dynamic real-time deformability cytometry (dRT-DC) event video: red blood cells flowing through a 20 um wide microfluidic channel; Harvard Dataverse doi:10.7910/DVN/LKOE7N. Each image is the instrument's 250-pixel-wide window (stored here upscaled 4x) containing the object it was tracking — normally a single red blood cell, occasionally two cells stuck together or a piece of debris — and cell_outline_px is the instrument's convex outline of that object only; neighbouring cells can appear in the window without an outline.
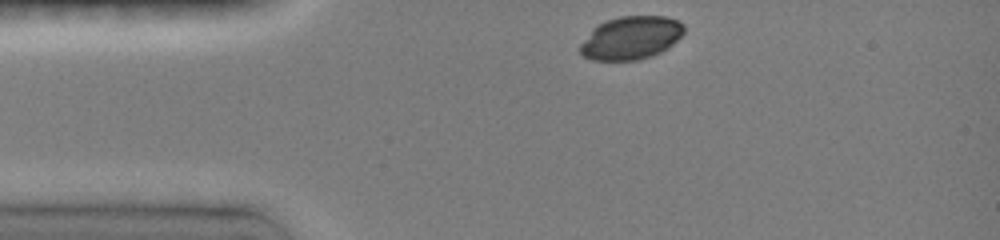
{"species": "common noctule bat (a hibernating species)", "species_latin": "Nyctalus noctula", "temperature_condition": "room temperature", "stored_images_in_passage": 29, "camera_frame_rate_fps": 3000, "um_per_image_px": 0.085, "animal": {"sex": "female", "body_mass_g": 19.0, "forearm_length_mm": 51.5}, "frame": {"image": 1, "passage_image": 1, "time_ms": 0.0, "image_size_px": [1000, 240], "cell_outline_px": [[684, 32], [668, 48], [652, 56], [640, 60], [592, 60], [584, 56], [580, 52], [580, 44], [592, 28], [608, 20], [620, 16], [668, 16], [680, 20], [684, 24]], "centroid_in_image_um": [53.65, 3.21], "position_along_channel_um": 31.3, "area_um2": 26.18}}
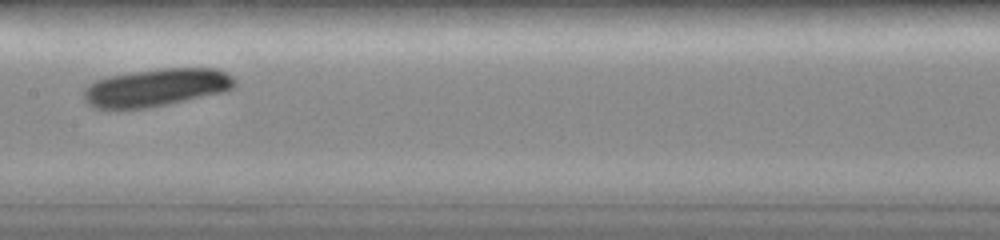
{"frame": {"image": 2, "passage_image": 17, "time_ms": 5.0, "image_size_px": [1000, 240], "cell_outline_px": [[236, 88], [228, 92], [168, 104], [144, 108], [92, 108], [84, 100], [84, 88], [88, 84], [96, 80], [108, 76], [132, 72], [160, 68], [216, 68], [232, 76], [236, 80]], "centroid_in_image_um": [13.33, 7.44], "position_along_channel_um": 194.1, "area_um2": 33.58}}
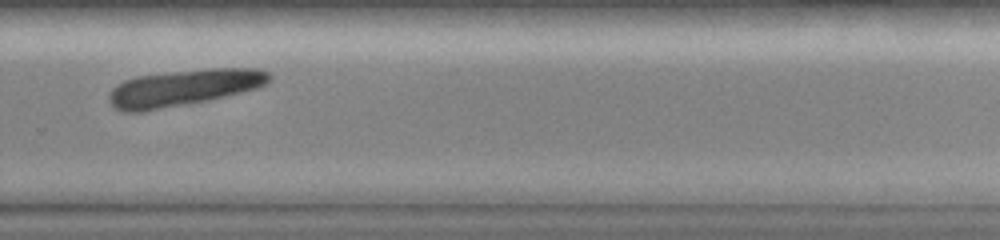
{"frame": {"image": 3, "passage_image": 26, "time_ms": 8.0, "image_size_px": [1000, 240], "cell_outline_px": [[272, 76], [264, 84], [256, 88], [208, 100], [140, 112], [120, 112], [108, 100], [108, 96], [112, 88], [116, 84], [124, 80], [136, 76], [208, 68], [260, 68], [268, 72]], "centroid_in_image_um": [15.57, 7.45], "position_along_channel_um": 314.2, "area_um2": 33.81}}